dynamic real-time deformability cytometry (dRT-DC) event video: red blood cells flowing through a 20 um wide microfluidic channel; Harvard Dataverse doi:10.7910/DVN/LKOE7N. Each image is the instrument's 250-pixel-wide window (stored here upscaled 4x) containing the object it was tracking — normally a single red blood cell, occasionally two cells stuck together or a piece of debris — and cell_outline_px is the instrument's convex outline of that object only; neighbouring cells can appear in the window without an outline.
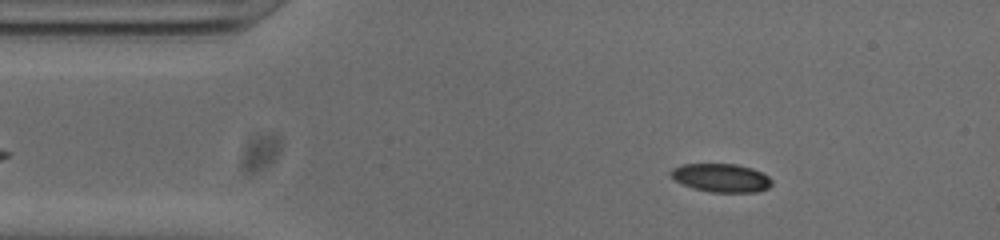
{"species": "common noctule bat (a hibernating species)", "species_latin": "Nyctalus noctula", "temperature_condition": "cold", "stored_images_in_passage": 44, "camera_frame_rate_fps": 3000, "um_per_image_px": 0.085, "animal": {"sex": "male", "body_mass_g": 20.0, "forearm_length_mm": 53.3}, "frame": {"image": 1, "passage_image": 7, "time_ms": 2.0, "image_size_px": [1000, 240], "cell_outline_px": [[772, 184], [768, 188], [756, 192], [712, 192], [692, 188], [668, 176], [668, 172], [672, 168], [680, 164], [736, 164], [752, 168], [768, 176], [772, 180]], "centroid_in_image_um": [61.26, 15.11], "position_along_channel_um": 23.7, "area_um2": 16.82}}
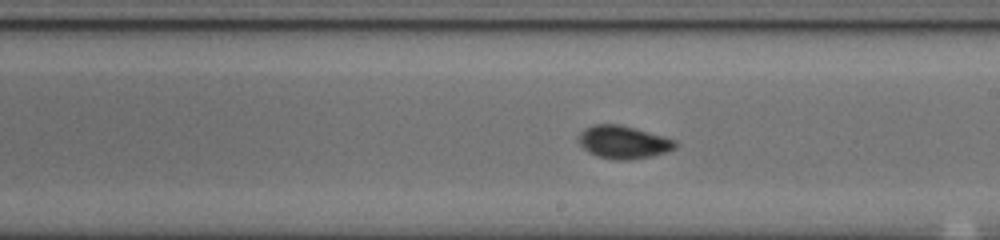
{"frame": {"image": 2, "passage_image": 28, "time_ms": 9.0, "image_size_px": [1000, 240], "cell_outline_px": [[680, 144], [676, 148], [668, 152], [652, 156], [628, 160], [616, 160], [596, 156], [588, 152], [580, 144], [580, 132], [584, 128], [592, 124], [620, 124], [636, 128], [676, 140]], "centroid_in_image_um": [53.03, 12.08], "position_along_channel_um": 236.0, "area_um2": 18.73}}
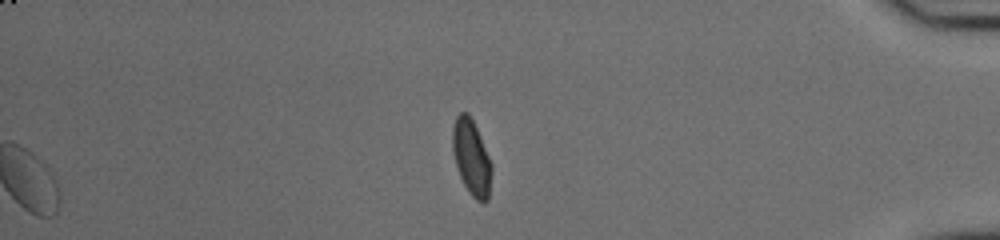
{"frame": {"image": 3, "passage_image": 44, "time_ms": 14.333, "image_size_px": [1000, 240], "cell_outline_px": [[492, 172], [488, 200], [484, 204], [476, 200], [468, 192], [460, 176], [456, 164], [452, 148], [452, 128], [456, 116], [460, 112], [468, 112], [480, 136], [492, 164]], "centroid_in_image_um": [40.08, 13.41], "position_along_channel_um": 395.1, "area_um2": 17.22}, "authors_computed_cell_mechanics": {"area_um2": 17.7446, "velocity_mm_per_s": 3.789, "shape_relaxation_time_tau1_ms": 3.5581, "shape_relaxation_time_tau2_ms": 1.5201, "deformation_change_tau1": 0.0993, "deformation_change_tau2": 0.0509}}